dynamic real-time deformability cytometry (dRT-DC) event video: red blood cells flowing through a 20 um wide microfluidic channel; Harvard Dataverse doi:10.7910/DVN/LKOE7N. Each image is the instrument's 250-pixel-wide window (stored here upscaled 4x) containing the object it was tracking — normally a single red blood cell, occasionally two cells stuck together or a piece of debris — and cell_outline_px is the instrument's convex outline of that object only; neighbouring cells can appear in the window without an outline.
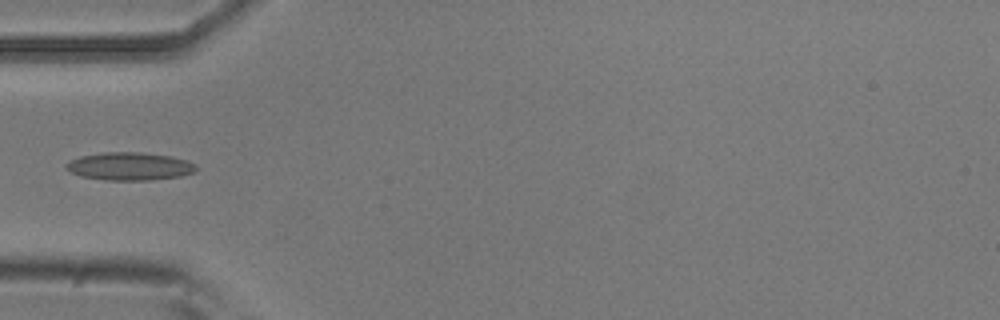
{"species": "common noctule bat (a hibernating species)", "species_latin": "Nyctalus noctula", "temperature_condition": "room temperature", "stored_images_in_passage": 5, "camera_frame_rate_fps": 3000, "um_per_image_px": 0.085, "animal": {"sex": "male", "body_mass_g": 20.5, "forearm_length_mm": 52.5}, "frame": {"image": 1, "passage_image": 5, "time_ms": 1.333, "image_size_px": [1000, 320], "cell_outline_px": [[196, 168], [192, 172], [180, 176], [148, 180], [108, 180], [80, 176], [72, 172], [68, 168], [68, 164], [72, 160], [80, 156], [104, 152], [140, 152], [168, 156], [188, 160], [196, 164]], "centroid_in_image_um": [11.05, 14.13], "position_along_channel_um": 74.0, "area_um2": 20.75}}